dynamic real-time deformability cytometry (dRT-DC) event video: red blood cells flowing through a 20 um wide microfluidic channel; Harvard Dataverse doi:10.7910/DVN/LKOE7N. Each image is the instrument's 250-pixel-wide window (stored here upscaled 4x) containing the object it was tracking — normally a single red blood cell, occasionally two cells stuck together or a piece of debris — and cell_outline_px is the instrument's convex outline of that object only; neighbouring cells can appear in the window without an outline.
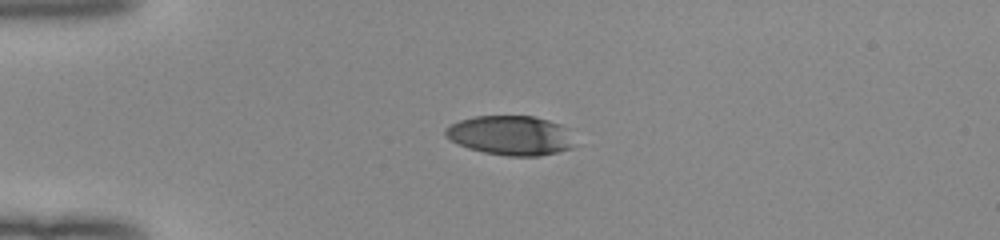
{"species": "human", "species_latin": "Homo sapiens", "temperature_condition": "room temperature", "stored_images_in_passage": 39, "camera_frame_rate_fps": 3000, "um_per_image_px": 0.085, "donor": {"sex": "female"}, "frame": {"image": 1, "passage_image": 1, "time_ms": 0.0, "image_size_px": [1000, 240], "cell_outline_px": [[576, 144], [572, 148], [556, 152], [536, 156], [508, 156], [484, 152], [468, 148], [444, 136], [444, 128], [460, 120], [476, 116], [536, 116], [572, 128]], "centroid_in_image_um": [43.48, 11.5], "position_along_channel_um": 41.5, "area_um2": 30.11}}
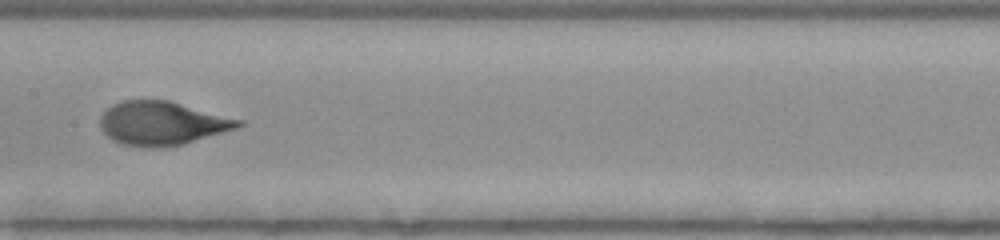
{"frame": {"image": 2, "passage_image": 15, "time_ms": 4.667, "image_size_px": [1000, 240], "cell_outline_px": [[244, 124], [236, 128], [184, 144], [160, 148], [152, 148], [124, 144], [112, 140], [100, 128], [100, 116], [112, 104], [120, 100], [168, 100], [244, 120]], "centroid_in_image_um": [13.77, 10.47], "position_along_channel_um": 193.6, "area_um2": 35.2}}
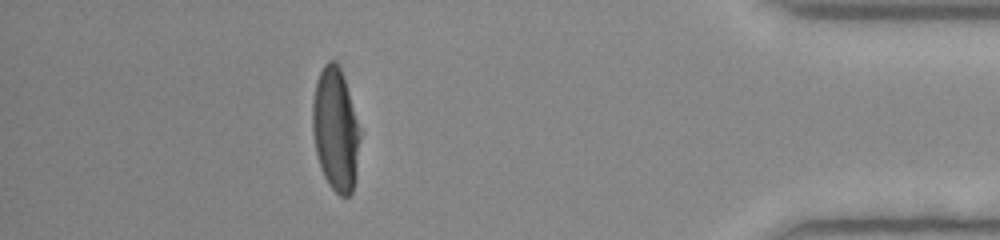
{"frame": {"image": 3, "passage_image": 34, "time_ms": 11.0, "image_size_px": [1000, 240], "cell_outline_px": [[360, 140], [356, 176], [352, 192], [348, 196], [340, 196], [328, 184], [320, 168], [316, 152], [312, 132], [312, 100], [316, 80], [324, 64], [332, 60], [340, 68], [348, 92], [360, 132]], "centroid_in_image_um": [28.5, 11.05], "position_along_channel_um": 406.7, "area_um2": 33.81}, "authors_computed_cell_mechanics": {"area_um2": 34.5644, "velocity_mm_per_s": 4.0197, "shape_relaxation_time_tau1_ms": 3.7203, "shape_relaxation_time_tau2_ms": null, "deformation_change_tau1": 0.1991, "deformation_change_tau2": null}}